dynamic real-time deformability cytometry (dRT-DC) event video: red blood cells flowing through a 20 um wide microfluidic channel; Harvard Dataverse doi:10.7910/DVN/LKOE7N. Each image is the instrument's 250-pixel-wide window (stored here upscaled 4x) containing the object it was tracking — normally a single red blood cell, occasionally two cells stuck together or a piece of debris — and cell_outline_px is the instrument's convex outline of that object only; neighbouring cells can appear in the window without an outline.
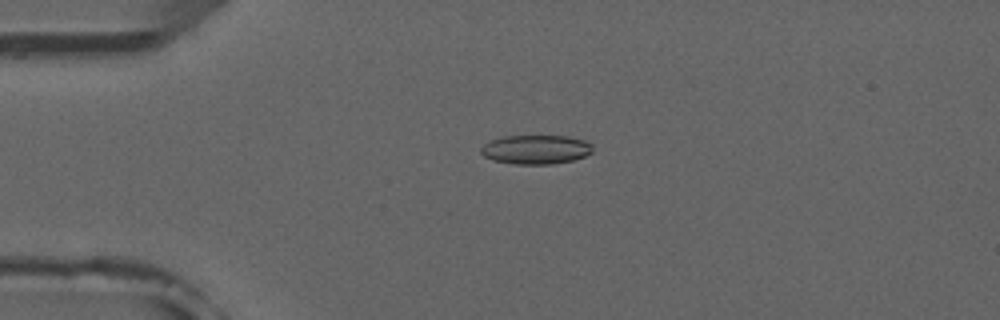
{"species": "common noctule bat (a hibernating species)", "species_latin": "Nyctalus noctula", "temperature_condition": "room temperature", "stored_images_in_passage": 5, "camera_frame_rate_fps": 3000, "um_per_image_px": 0.085, "animal": {"sex": "male", "forearm_length_mm": 52.5}, "frame": {"image": 1, "passage_image": 4, "time_ms": 3.333, "image_size_px": [1000, 320], "cell_outline_px": [[592, 152], [584, 156], [572, 160], [552, 164], [512, 164], [492, 160], [484, 156], [480, 152], [480, 148], [484, 144], [492, 140], [504, 136], [568, 136], [584, 140], [592, 144]], "centroid_in_image_um": [45.53, 12.71], "position_along_channel_um": 39.5, "area_um2": 18.96}}